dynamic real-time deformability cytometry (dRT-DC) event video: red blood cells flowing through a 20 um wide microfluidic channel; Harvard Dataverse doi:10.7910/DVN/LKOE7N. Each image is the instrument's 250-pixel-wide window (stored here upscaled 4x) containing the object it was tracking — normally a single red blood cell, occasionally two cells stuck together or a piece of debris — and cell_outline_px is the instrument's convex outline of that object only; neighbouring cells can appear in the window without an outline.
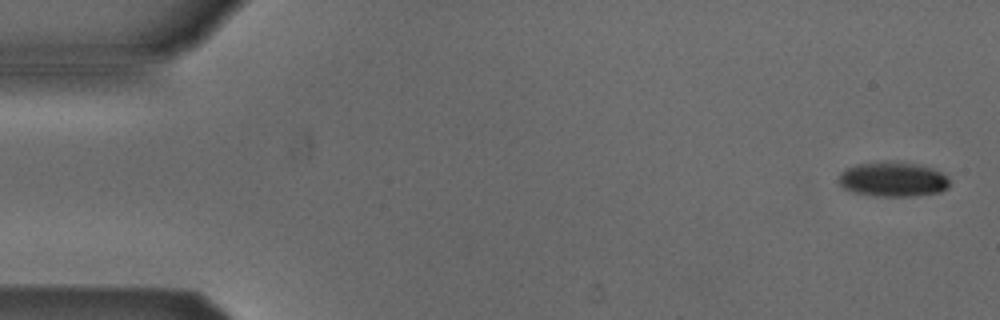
{"species": "Egyptian fruit bat (a non-hibernating species)", "species_latin": "Rousettus aegyptiacus", "temperature_condition": "cold", "stored_images_in_passage": 3, "camera_frame_rate_fps": 3000, "um_per_image_px": 0.085, "animal": {"sex": "male"}, "frame": {"image": 1, "passage_image": 1, "time_ms": 0.0, "image_size_px": [1000, 320], "cell_outline_px": [[948, 188], [940, 192], [912, 196], [876, 196], [856, 192], [844, 188], [840, 184], [840, 172], [844, 168], [856, 164], [888, 160], [920, 164], [932, 168], [948, 176]], "centroid_in_image_um": [75.9, 15.22], "position_along_channel_um": 9.1, "area_um2": 22.6}}